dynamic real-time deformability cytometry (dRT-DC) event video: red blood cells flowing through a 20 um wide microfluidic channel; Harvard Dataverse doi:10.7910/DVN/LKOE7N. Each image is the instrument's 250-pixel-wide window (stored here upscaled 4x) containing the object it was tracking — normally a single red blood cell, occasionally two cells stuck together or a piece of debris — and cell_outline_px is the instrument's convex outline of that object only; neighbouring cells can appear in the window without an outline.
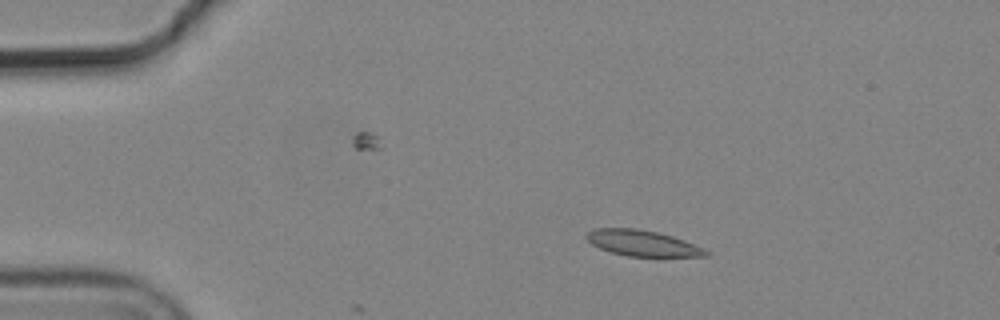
{"species": "common noctule bat (a hibernating species)", "species_latin": "Nyctalus noctula", "temperature_condition": "cold", "stored_images_in_passage": 4, "camera_frame_rate_fps": 3000, "um_per_image_px": 0.085, "animal": {"sex": "male", "body_mass_g": 19.2, "forearm_length_mm": 51.8}, "frame": {"image": 1, "passage_image": 2, "time_ms": 0.333, "image_size_px": [1000, 320], "cell_outline_px": [[712, 252], [708, 256], [628, 256], [612, 252], [600, 248], [592, 244], [584, 236], [588, 232], [596, 228], [636, 228], [656, 232], [672, 236], [684, 240], [704, 248]], "centroid_in_image_um": [54.63, 20.66], "position_along_channel_um": 30.4, "area_um2": 17.86}}